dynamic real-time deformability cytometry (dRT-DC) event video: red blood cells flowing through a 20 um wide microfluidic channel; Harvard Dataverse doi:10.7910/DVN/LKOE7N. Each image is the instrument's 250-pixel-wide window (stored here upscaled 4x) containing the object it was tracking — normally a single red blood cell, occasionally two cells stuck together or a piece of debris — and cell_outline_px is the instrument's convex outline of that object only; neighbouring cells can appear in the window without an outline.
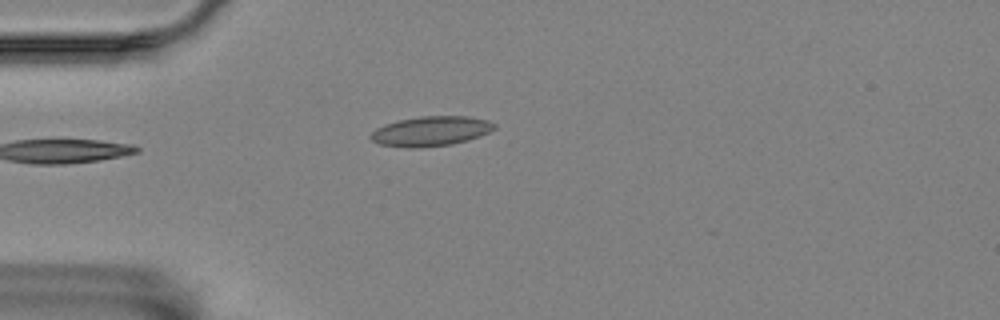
{"species": "Egyptian fruit bat (a non-hibernating species)", "species_latin": "Rousettus aegyptiacus", "temperature_condition": "room temperature", "stored_images_in_passage": 6, "camera_frame_rate_fps": 3000, "um_per_image_px": 0.085, "animal": {"sex": "female"}, "frame": {"image": 1, "passage_image": 1, "time_ms": 0.0, "image_size_px": [1000, 320], "cell_outline_px": [[496, 128], [480, 136], [468, 140], [452, 144], [420, 148], [408, 148], [380, 144], [372, 140], [368, 136], [376, 128], [384, 124], [400, 120], [420, 116], [468, 116], [488, 120], [496, 124]], "centroid_in_image_um": [36.62, 11.15], "position_along_channel_um": 48.4, "area_um2": 21.56}}
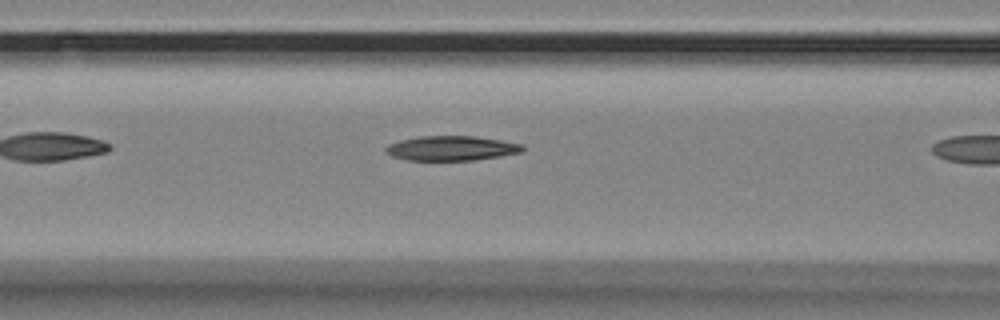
{"frame": {"image": 2, "passage_image": 5, "time_ms": 1.333, "image_size_px": [1000, 320], "cell_outline_px": [[524, 148], [520, 152], [500, 156], [472, 160], [408, 160], [392, 156], [384, 152], [384, 148], [388, 144], [400, 140], [420, 136], [476, 136], [524, 144]], "centroid_in_image_um": [38.34, 12.59], "position_along_channel_um": 128.3, "area_um2": 19.65}}